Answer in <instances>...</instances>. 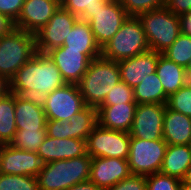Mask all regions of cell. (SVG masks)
I'll return each instance as SVG.
<instances>
[{"mask_svg": "<svg viewBox=\"0 0 191 190\" xmlns=\"http://www.w3.org/2000/svg\"><path fill=\"white\" fill-rule=\"evenodd\" d=\"M65 84L59 69L49 56L36 52L10 80V90L34 89L49 94Z\"/></svg>", "mask_w": 191, "mask_h": 190, "instance_id": "obj_1", "label": "cell"}, {"mask_svg": "<svg viewBox=\"0 0 191 190\" xmlns=\"http://www.w3.org/2000/svg\"><path fill=\"white\" fill-rule=\"evenodd\" d=\"M120 81L118 62L100 56L90 62L77 85L86 106L98 108Z\"/></svg>", "mask_w": 191, "mask_h": 190, "instance_id": "obj_2", "label": "cell"}, {"mask_svg": "<svg viewBox=\"0 0 191 190\" xmlns=\"http://www.w3.org/2000/svg\"><path fill=\"white\" fill-rule=\"evenodd\" d=\"M92 157L85 154L44 164L37 176L40 190H67L89 180Z\"/></svg>", "mask_w": 191, "mask_h": 190, "instance_id": "obj_3", "label": "cell"}, {"mask_svg": "<svg viewBox=\"0 0 191 190\" xmlns=\"http://www.w3.org/2000/svg\"><path fill=\"white\" fill-rule=\"evenodd\" d=\"M146 35L150 50L165 52L180 34V21L166 7L143 12L137 16Z\"/></svg>", "mask_w": 191, "mask_h": 190, "instance_id": "obj_4", "label": "cell"}, {"mask_svg": "<svg viewBox=\"0 0 191 190\" xmlns=\"http://www.w3.org/2000/svg\"><path fill=\"white\" fill-rule=\"evenodd\" d=\"M149 50L140 20L129 16L118 32L101 48V56L118 62Z\"/></svg>", "mask_w": 191, "mask_h": 190, "instance_id": "obj_5", "label": "cell"}, {"mask_svg": "<svg viewBox=\"0 0 191 190\" xmlns=\"http://www.w3.org/2000/svg\"><path fill=\"white\" fill-rule=\"evenodd\" d=\"M35 53L34 34L15 28L0 38V75L10 81Z\"/></svg>", "mask_w": 191, "mask_h": 190, "instance_id": "obj_6", "label": "cell"}, {"mask_svg": "<svg viewBox=\"0 0 191 190\" xmlns=\"http://www.w3.org/2000/svg\"><path fill=\"white\" fill-rule=\"evenodd\" d=\"M164 139H130L128 164L133 175H152L160 172L167 149Z\"/></svg>", "mask_w": 191, "mask_h": 190, "instance_id": "obj_7", "label": "cell"}, {"mask_svg": "<svg viewBox=\"0 0 191 190\" xmlns=\"http://www.w3.org/2000/svg\"><path fill=\"white\" fill-rule=\"evenodd\" d=\"M130 139L129 132L111 130L97 124L86 139V153L92 158L114 157L128 160Z\"/></svg>", "mask_w": 191, "mask_h": 190, "instance_id": "obj_8", "label": "cell"}, {"mask_svg": "<svg viewBox=\"0 0 191 190\" xmlns=\"http://www.w3.org/2000/svg\"><path fill=\"white\" fill-rule=\"evenodd\" d=\"M128 17L119 0H109L93 12L87 22L100 48L109 42Z\"/></svg>", "mask_w": 191, "mask_h": 190, "instance_id": "obj_9", "label": "cell"}, {"mask_svg": "<svg viewBox=\"0 0 191 190\" xmlns=\"http://www.w3.org/2000/svg\"><path fill=\"white\" fill-rule=\"evenodd\" d=\"M78 19L79 17L60 6L48 23L34 34L36 52L46 54L54 48L63 46L64 40Z\"/></svg>", "mask_w": 191, "mask_h": 190, "instance_id": "obj_10", "label": "cell"}, {"mask_svg": "<svg viewBox=\"0 0 191 190\" xmlns=\"http://www.w3.org/2000/svg\"><path fill=\"white\" fill-rule=\"evenodd\" d=\"M86 107L77 84H69L55 89L47 96L43 109L47 120H69Z\"/></svg>", "mask_w": 191, "mask_h": 190, "instance_id": "obj_11", "label": "cell"}, {"mask_svg": "<svg viewBox=\"0 0 191 190\" xmlns=\"http://www.w3.org/2000/svg\"><path fill=\"white\" fill-rule=\"evenodd\" d=\"M166 104H137L129 134L131 138L163 139Z\"/></svg>", "mask_w": 191, "mask_h": 190, "instance_id": "obj_12", "label": "cell"}, {"mask_svg": "<svg viewBox=\"0 0 191 190\" xmlns=\"http://www.w3.org/2000/svg\"><path fill=\"white\" fill-rule=\"evenodd\" d=\"M44 163L37 152L0 145V173L37 177Z\"/></svg>", "mask_w": 191, "mask_h": 190, "instance_id": "obj_13", "label": "cell"}, {"mask_svg": "<svg viewBox=\"0 0 191 190\" xmlns=\"http://www.w3.org/2000/svg\"><path fill=\"white\" fill-rule=\"evenodd\" d=\"M61 6V0H24L15 28L35 34L52 18Z\"/></svg>", "mask_w": 191, "mask_h": 190, "instance_id": "obj_14", "label": "cell"}, {"mask_svg": "<svg viewBox=\"0 0 191 190\" xmlns=\"http://www.w3.org/2000/svg\"><path fill=\"white\" fill-rule=\"evenodd\" d=\"M131 175L127 159L92 158L89 180L105 190Z\"/></svg>", "mask_w": 191, "mask_h": 190, "instance_id": "obj_15", "label": "cell"}, {"mask_svg": "<svg viewBox=\"0 0 191 190\" xmlns=\"http://www.w3.org/2000/svg\"><path fill=\"white\" fill-rule=\"evenodd\" d=\"M46 54L56 64L62 79L69 84H77L92 61L82 50H63L58 47Z\"/></svg>", "mask_w": 191, "mask_h": 190, "instance_id": "obj_16", "label": "cell"}, {"mask_svg": "<svg viewBox=\"0 0 191 190\" xmlns=\"http://www.w3.org/2000/svg\"><path fill=\"white\" fill-rule=\"evenodd\" d=\"M161 53L149 50L134 57L118 61L120 80L135 88L148 75L156 72V66Z\"/></svg>", "mask_w": 191, "mask_h": 190, "instance_id": "obj_17", "label": "cell"}, {"mask_svg": "<svg viewBox=\"0 0 191 190\" xmlns=\"http://www.w3.org/2000/svg\"><path fill=\"white\" fill-rule=\"evenodd\" d=\"M37 154L44 164L80 157L86 154V140L78 138L58 139L47 136Z\"/></svg>", "mask_w": 191, "mask_h": 190, "instance_id": "obj_18", "label": "cell"}, {"mask_svg": "<svg viewBox=\"0 0 191 190\" xmlns=\"http://www.w3.org/2000/svg\"><path fill=\"white\" fill-rule=\"evenodd\" d=\"M137 103H125L97 108V120L101 127L129 132Z\"/></svg>", "mask_w": 191, "mask_h": 190, "instance_id": "obj_19", "label": "cell"}, {"mask_svg": "<svg viewBox=\"0 0 191 190\" xmlns=\"http://www.w3.org/2000/svg\"><path fill=\"white\" fill-rule=\"evenodd\" d=\"M63 50H82L91 60L101 56V48L97 44L89 23L78 19L64 40Z\"/></svg>", "mask_w": 191, "mask_h": 190, "instance_id": "obj_20", "label": "cell"}, {"mask_svg": "<svg viewBox=\"0 0 191 190\" xmlns=\"http://www.w3.org/2000/svg\"><path fill=\"white\" fill-rule=\"evenodd\" d=\"M163 139L168 145H189L191 118L166 107L163 121Z\"/></svg>", "mask_w": 191, "mask_h": 190, "instance_id": "obj_21", "label": "cell"}, {"mask_svg": "<svg viewBox=\"0 0 191 190\" xmlns=\"http://www.w3.org/2000/svg\"><path fill=\"white\" fill-rule=\"evenodd\" d=\"M156 74L161 81L167 97L174 94L188 83L186 69L169 60L163 54L159 55L156 66Z\"/></svg>", "mask_w": 191, "mask_h": 190, "instance_id": "obj_22", "label": "cell"}, {"mask_svg": "<svg viewBox=\"0 0 191 190\" xmlns=\"http://www.w3.org/2000/svg\"><path fill=\"white\" fill-rule=\"evenodd\" d=\"M191 166L190 145H167L160 172L180 181Z\"/></svg>", "mask_w": 191, "mask_h": 190, "instance_id": "obj_23", "label": "cell"}, {"mask_svg": "<svg viewBox=\"0 0 191 190\" xmlns=\"http://www.w3.org/2000/svg\"><path fill=\"white\" fill-rule=\"evenodd\" d=\"M15 122L17 129L46 130L47 117L42 107L15 96Z\"/></svg>", "mask_w": 191, "mask_h": 190, "instance_id": "obj_24", "label": "cell"}, {"mask_svg": "<svg viewBox=\"0 0 191 190\" xmlns=\"http://www.w3.org/2000/svg\"><path fill=\"white\" fill-rule=\"evenodd\" d=\"M167 99L156 72L148 75L134 88V101L137 104H166Z\"/></svg>", "mask_w": 191, "mask_h": 190, "instance_id": "obj_25", "label": "cell"}, {"mask_svg": "<svg viewBox=\"0 0 191 190\" xmlns=\"http://www.w3.org/2000/svg\"><path fill=\"white\" fill-rule=\"evenodd\" d=\"M16 131L15 95L9 93L0 99V145L10 144Z\"/></svg>", "mask_w": 191, "mask_h": 190, "instance_id": "obj_26", "label": "cell"}, {"mask_svg": "<svg viewBox=\"0 0 191 190\" xmlns=\"http://www.w3.org/2000/svg\"><path fill=\"white\" fill-rule=\"evenodd\" d=\"M68 121L71 124L72 138L86 140L98 124L97 108L86 106Z\"/></svg>", "mask_w": 191, "mask_h": 190, "instance_id": "obj_27", "label": "cell"}, {"mask_svg": "<svg viewBox=\"0 0 191 190\" xmlns=\"http://www.w3.org/2000/svg\"><path fill=\"white\" fill-rule=\"evenodd\" d=\"M46 137L47 130L17 129L9 145L17 149L37 152Z\"/></svg>", "mask_w": 191, "mask_h": 190, "instance_id": "obj_28", "label": "cell"}, {"mask_svg": "<svg viewBox=\"0 0 191 190\" xmlns=\"http://www.w3.org/2000/svg\"><path fill=\"white\" fill-rule=\"evenodd\" d=\"M162 54L186 69L191 59V37L180 33L176 41Z\"/></svg>", "mask_w": 191, "mask_h": 190, "instance_id": "obj_29", "label": "cell"}, {"mask_svg": "<svg viewBox=\"0 0 191 190\" xmlns=\"http://www.w3.org/2000/svg\"><path fill=\"white\" fill-rule=\"evenodd\" d=\"M109 0H61V6L79 17L80 20L87 21L93 12L100 6H104Z\"/></svg>", "mask_w": 191, "mask_h": 190, "instance_id": "obj_30", "label": "cell"}, {"mask_svg": "<svg viewBox=\"0 0 191 190\" xmlns=\"http://www.w3.org/2000/svg\"><path fill=\"white\" fill-rule=\"evenodd\" d=\"M0 190H40L37 177L0 173Z\"/></svg>", "mask_w": 191, "mask_h": 190, "instance_id": "obj_31", "label": "cell"}, {"mask_svg": "<svg viewBox=\"0 0 191 190\" xmlns=\"http://www.w3.org/2000/svg\"><path fill=\"white\" fill-rule=\"evenodd\" d=\"M166 107L191 118V84L188 82L177 92L170 95Z\"/></svg>", "mask_w": 191, "mask_h": 190, "instance_id": "obj_32", "label": "cell"}, {"mask_svg": "<svg viewBox=\"0 0 191 190\" xmlns=\"http://www.w3.org/2000/svg\"><path fill=\"white\" fill-rule=\"evenodd\" d=\"M125 103H136L134 101V88L128 86L123 81H120L108 93L100 106H111Z\"/></svg>", "mask_w": 191, "mask_h": 190, "instance_id": "obj_33", "label": "cell"}, {"mask_svg": "<svg viewBox=\"0 0 191 190\" xmlns=\"http://www.w3.org/2000/svg\"><path fill=\"white\" fill-rule=\"evenodd\" d=\"M129 16L137 17L143 12L165 7L166 0H119Z\"/></svg>", "mask_w": 191, "mask_h": 190, "instance_id": "obj_34", "label": "cell"}, {"mask_svg": "<svg viewBox=\"0 0 191 190\" xmlns=\"http://www.w3.org/2000/svg\"><path fill=\"white\" fill-rule=\"evenodd\" d=\"M181 181L157 172L146 176V190H180Z\"/></svg>", "mask_w": 191, "mask_h": 190, "instance_id": "obj_35", "label": "cell"}, {"mask_svg": "<svg viewBox=\"0 0 191 190\" xmlns=\"http://www.w3.org/2000/svg\"><path fill=\"white\" fill-rule=\"evenodd\" d=\"M47 136L58 139L72 138L71 124L68 120H47Z\"/></svg>", "mask_w": 191, "mask_h": 190, "instance_id": "obj_36", "label": "cell"}, {"mask_svg": "<svg viewBox=\"0 0 191 190\" xmlns=\"http://www.w3.org/2000/svg\"><path fill=\"white\" fill-rule=\"evenodd\" d=\"M10 93L14 94L20 100L31 102L42 108L46 104L48 96L47 93L34 89L10 90Z\"/></svg>", "mask_w": 191, "mask_h": 190, "instance_id": "obj_37", "label": "cell"}, {"mask_svg": "<svg viewBox=\"0 0 191 190\" xmlns=\"http://www.w3.org/2000/svg\"><path fill=\"white\" fill-rule=\"evenodd\" d=\"M105 190H146V176L131 174L128 178Z\"/></svg>", "mask_w": 191, "mask_h": 190, "instance_id": "obj_38", "label": "cell"}, {"mask_svg": "<svg viewBox=\"0 0 191 190\" xmlns=\"http://www.w3.org/2000/svg\"><path fill=\"white\" fill-rule=\"evenodd\" d=\"M24 0H0V13L17 21L22 11Z\"/></svg>", "mask_w": 191, "mask_h": 190, "instance_id": "obj_39", "label": "cell"}, {"mask_svg": "<svg viewBox=\"0 0 191 190\" xmlns=\"http://www.w3.org/2000/svg\"><path fill=\"white\" fill-rule=\"evenodd\" d=\"M165 7L179 16L191 11V0H166Z\"/></svg>", "mask_w": 191, "mask_h": 190, "instance_id": "obj_40", "label": "cell"}, {"mask_svg": "<svg viewBox=\"0 0 191 190\" xmlns=\"http://www.w3.org/2000/svg\"><path fill=\"white\" fill-rule=\"evenodd\" d=\"M15 29V22L8 16L0 13V38L8 35Z\"/></svg>", "mask_w": 191, "mask_h": 190, "instance_id": "obj_41", "label": "cell"}, {"mask_svg": "<svg viewBox=\"0 0 191 190\" xmlns=\"http://www.w3.org/2000/svg\"><path fill=\"white\" fill-rule=\"evenodd\" d=\"M180 21V33L191 37V11L178 16Z\"/></svg>", "mask_w": 191, "mask_h": 190, "instance_id": "obj_42", "label": "cell"}, {"mask_svg": "<svg viewBox=\"0 0 191 190\" xmlns=\"http://www.w3.org/2000/svg\"><path fill=\"white\" fill-rule=\"evenodd\" d=\"M67 190H103L94 182L87 180L81 183H77L72 187L68 188Z\"/></svg>", "mask_w": 191, "mask_h": 190, "instance_id": "obj_43", "label": "cell"}, {"mask_svg": "<svg viewBox=\"0 0 191 190\" xmlns=\"http://www.w3.org/2000/svg\"><path fill=\"white\" fill-rule=\"evenodd\" d=\"M10 93V81L0 75V99L7 96Z\"/></svg>", "mask_w": 191, "mask_h": 190, "instance_id": "obj_44", "label": "cell"}, {"mask_svg": "<svg viewBox=\"0 0 191 190\" xmlns=\"http://www.w3.org/2000/svg\"><path fill=\"white\" fill-rule=\"evenodd\" d=\"M182 181L191 184V166L187 169V172Z\"/></svg>", "mask_w": 191, "mask_h": 190, "instance_id": "obj_45", "label": "cell"}, {"mask_svg": "<svg viewBox=\"0 0 191 190\" xmlns=\"http://www.w3.org/2000/svg\"><path fill=\"white\" fill-rule=\"evenodd\" d=\"M180 190H191V184L181 181Z\"/></svg>", "mask_w": 191, "mask_h": 190, "instance_id": "obj_46", "label": "cell"}, {"mask_svg": "<svg viewBox=\"0 0 191 190\" xmlns=\"http://www.w3.org/2000/svg\"><path fill=\"white\" fill-rule=\"evenodd\" d=\"M186 71H187V73H191V59H190L189 64L186 68Z\"/></svg>", "mask_w": 191, "mask_h": 190, "instance_id": "obj_47", "label": "cell"}, {"mask_svg": "<svg viewBox=\"0 0 191 190\" xmlns=\"http://www.w3.org/2000/svg\"><path fill=\"white\" fill-rule=\"evenodd\" d=\"M188 75V82L191 84V73H187Z\"/></svg>", "mask_w": 191, "mask_h": 190, "instance_id": "obj_48", "label": "cell"}]
</instances>
